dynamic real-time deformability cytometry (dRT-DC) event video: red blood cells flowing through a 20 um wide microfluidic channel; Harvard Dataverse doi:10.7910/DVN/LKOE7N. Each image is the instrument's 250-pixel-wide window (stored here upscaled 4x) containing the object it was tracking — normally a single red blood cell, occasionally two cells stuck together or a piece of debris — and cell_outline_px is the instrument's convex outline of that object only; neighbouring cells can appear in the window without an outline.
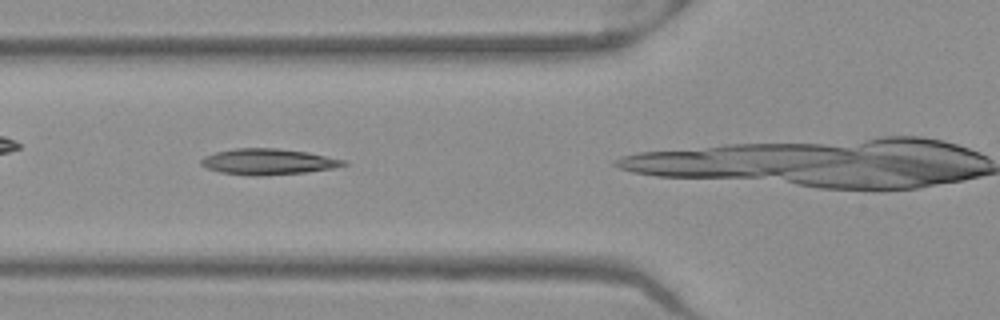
{"species": "Egyptian fruit bat (a non-hibernating species)", "species_latin": "Rousettus aegyptiacus", "temperature_condition": "warm", "stored_images_in_passage": 35, "camera_frame_rate_fps": 3000, "um_per_image_px": 0.085, "frame": {"image": 1, "passage_image": 12, "time_ms": 3.667, "image_size_px": [1000, 320], "cell_outline_px": [[348, 164], [332, 168], [308, 172], [264, 176], [248, 176], [220, 172], [208, 168], [200, 164], [200, 160], [204, 156], [216, 152], [236, 148], [276, 148], [308, 152], [344, 160]], "centroid_in_image_um": [22.76, 13.75], "position_along_channel_um": 103.0, "area_um2": 21.56}}
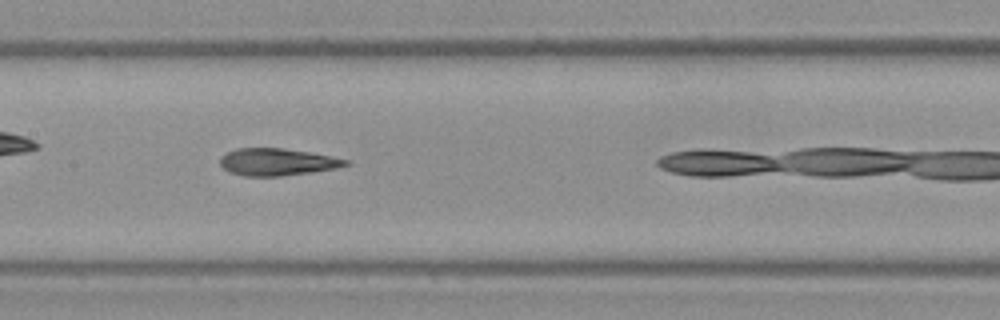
{"frame": {"image": 2, "passage_image": 18, "time_ms": 5.667, "image_size_px": [1000, 320], "cell_outline_px": [[352, 164], [336, 168], [312, 172], [280, 176], [244, 176], [228, 172], [220, 164], [220, 156], [236, 148], [284, 148], [308, 152], [348, 160]], "centroid_in_image_um": [23.53, 13.77], "position_along_channel_um": 183.9, "area_um2": 19.83}}
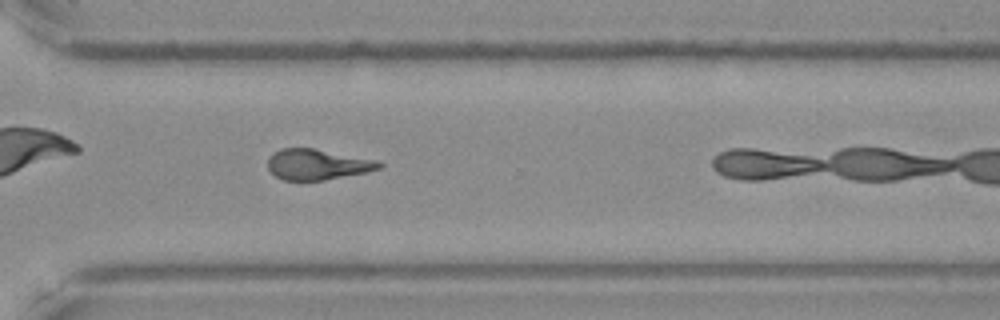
{"frame": {"image": 3, "passage_image": 30, "time_ms": 9.667, "image_size_px": [1000, 320], "cell_outline_px": [[384, 168], [368, 172], [324, 180], [284, 180], [276, 176], [268, 168], [268, 156], [272, 152], [280, 148], [312, 148], [376, 160], [384, 164]], "centroid_in_image_um": [26.98, 13.97], "position_along_channel_um": 343.6, "area_um2": 19.94}}